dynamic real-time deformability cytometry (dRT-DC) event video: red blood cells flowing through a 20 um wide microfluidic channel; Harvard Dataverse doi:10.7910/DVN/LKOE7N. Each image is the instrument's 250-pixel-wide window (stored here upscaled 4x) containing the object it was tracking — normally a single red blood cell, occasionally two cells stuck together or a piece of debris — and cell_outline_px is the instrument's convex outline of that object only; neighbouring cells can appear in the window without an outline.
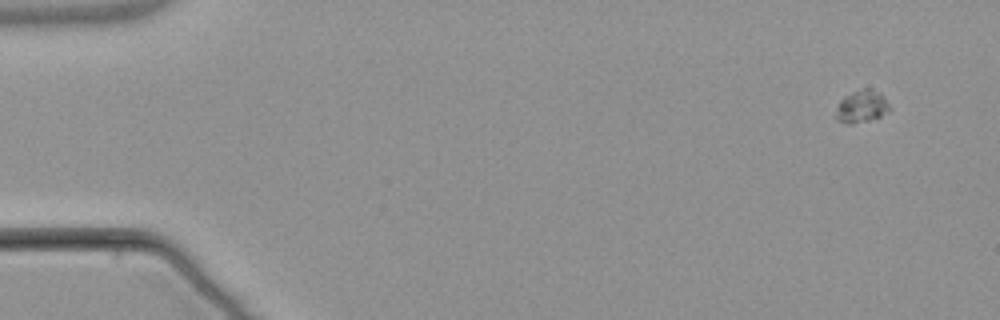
{"species": "common noctule bat (a hibernating species)", "species_latin": "Nyctalus noctula", "temperature_condition": "warm", "stored_images_in_passage": 4, "camera_frame_rate_fps": 3000, "um_per_image_px": 0.085, "animal": {"sex": "male", "body_mass_g": 21.5, "forearm_length_mm": 52.0}, "frame": {"image": 1, "passage_image": 2, "time_ms": 1.333, "image_size_px": [1000, 320], "cell_outline_px": [[892, 108], [888, 112], [880, 116], [868, 120], [852, 124], [844, 124], [836, 120], [832, 116], [836, 104], [844, 96], [860, 88], [868, 88], [880, 92]], "centroid_in_image_um": [73.17, 9.06], "position_along_channel_um": 11.8, "area_um2": 10.58}}